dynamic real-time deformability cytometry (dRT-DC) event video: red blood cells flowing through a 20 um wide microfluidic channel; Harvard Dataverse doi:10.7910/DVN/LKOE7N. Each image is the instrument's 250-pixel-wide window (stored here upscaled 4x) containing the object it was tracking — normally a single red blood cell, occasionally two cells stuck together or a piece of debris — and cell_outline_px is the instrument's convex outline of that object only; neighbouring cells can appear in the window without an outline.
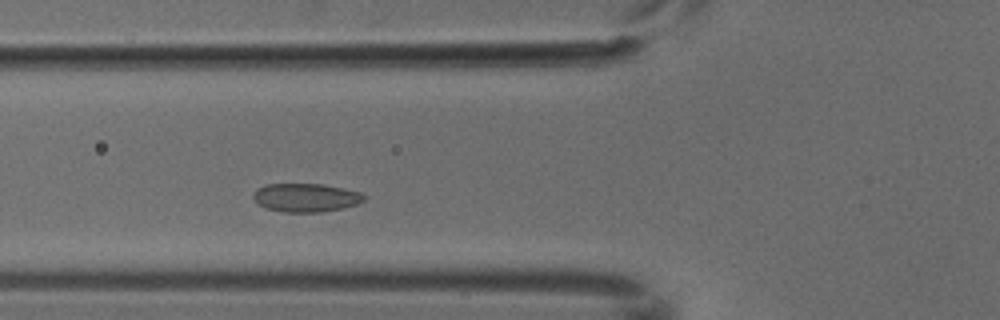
{"species": "common noctule bat (a hibernating species)", "species_latin": "Nyctalus noctula", "temperature_condition": "cold", "stored_images_in_passage": 3, "camera_frame_rate_fps": 3000, "um_per_image_px": 0.085, "animal": {"sex": "male", "body_mass_g": 18.8}, "frame": {"image": 1, "passage_image": 3, "time_ms": 0.667, "image_size_px": [1000, 320], "cell_outline_px": [[364, 200], [356, 204], [340, 208], [320, 212], [284, 212], [268, 208], [260, 204], [252, 196], [256, 188], [268, 184], [324, 184], [344, 188], [360, 192], [364, 196]], "centroid_in_image_um": [25.99, 16.78], "position_along_channel_um": 99.8, "area_um2": 18.15}}